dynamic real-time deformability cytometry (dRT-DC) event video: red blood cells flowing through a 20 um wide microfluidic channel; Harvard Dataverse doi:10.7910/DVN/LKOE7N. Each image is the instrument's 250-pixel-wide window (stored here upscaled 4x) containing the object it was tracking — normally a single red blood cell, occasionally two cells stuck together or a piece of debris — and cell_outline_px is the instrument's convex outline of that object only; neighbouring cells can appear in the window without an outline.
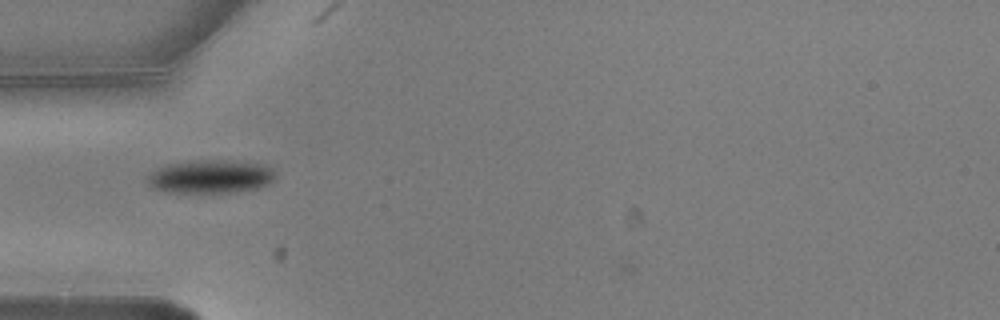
{"species": "common noctule bat (a hibernating species)", "species_latin": "Nyctalus noctula", "temperature_condition": "warm", "stored_images_in_passage": 1, "camera_frame_rate_fps": 3000, "um_per_image_px": 0.085, "animal": {"sex": "male", "body_mass_g": 20.5, "forearm_length_mm": 52.5}, "frame": {"image": 1, "passage_image": 1, "time_ms": 0.0, "image_size_px": [1000, 320], "cell_outline_px": [[276, 180], [268, 184], [256, 188], [232, 192], [164, 192], [148, 184], [144, 176], [156, 168], [164, 164], [184, 160], [228, 160], [264, 164], [272, 168], [276, 172]], "centroid_in_image_um": [17.86, 14.98], "position_along_channel_um": 67.1, "area_um2": 25.43}}